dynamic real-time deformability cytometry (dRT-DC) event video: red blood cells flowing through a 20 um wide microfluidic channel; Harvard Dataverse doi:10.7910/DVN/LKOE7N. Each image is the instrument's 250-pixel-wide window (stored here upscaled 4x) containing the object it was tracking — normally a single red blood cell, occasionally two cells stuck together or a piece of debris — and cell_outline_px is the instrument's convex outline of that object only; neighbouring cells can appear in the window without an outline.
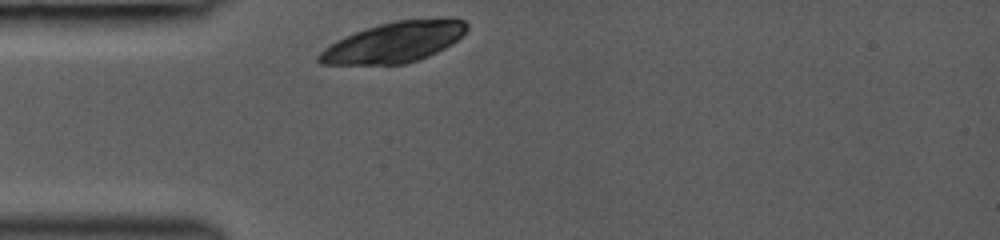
{"species": "common noctule bat (a hibernating species)", "species_latin": "Nyctalus noctula", "temperature_condition": "room temperature", "stored_images_in_passage": 28, "camera_frame_rate_fps": 3000, "um_per_image_px": 0.085, "animal": {"sex": "female", "body_mass_g": 19.0, "forearm_length_mm": 53.3}, "frame": {"image": 1, "passage_image": 1, "time_ms": 0.0, "image_size_px": [1000, 240], "cell_outline_px": [[468, 28], [456, 40], [444, 48], [420, 60], [404, 64], [320, 64], [316, 60], [316, 56], [324, 48], [336, 40], [344, 36], [380, 24], [396, 20], [436, 16], [448, 16], [464, 20], [468, 24]], "centroid_in_image_um": [33.54, 3.55], "position_along_channel_um": 51.5, "area_um2": 35.26}}